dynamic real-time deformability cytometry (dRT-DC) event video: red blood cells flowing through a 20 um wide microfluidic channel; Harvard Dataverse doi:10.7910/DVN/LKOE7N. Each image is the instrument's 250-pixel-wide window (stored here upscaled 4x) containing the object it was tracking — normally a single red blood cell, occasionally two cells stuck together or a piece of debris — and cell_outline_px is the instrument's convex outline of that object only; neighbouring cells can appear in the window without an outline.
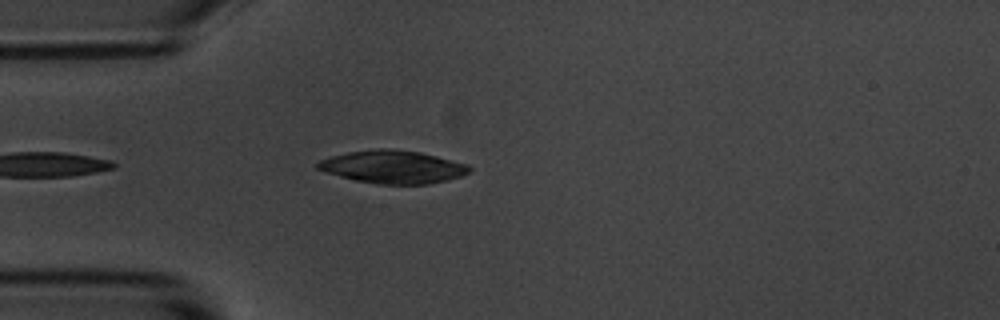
{"species": "common noctule bat (a hibernating species)", "species_latin": "Nyctalus noctula", "temperature_condition": "room temperature", "stored_images_in_passage": 5, "camera_frame_rate_fps": 3000, "um_per_image_px": 0.085, "animal": {"sex": "male", "body_mass_g": 20.1, "forearm_length_mm": 53.5}, "frame": {"image": 1, "passage_image": 5, "time_ms": 1.333, "image_size_px": [1000, 320], "cell_outline_px": [[472, 168], [468, 172], [460, 176], [448, 180], [428, 184], [380, 184], [356, 180], [340, 176], [316, 168], [316, 164], [320, 160], [332, 156], [348, 152], [376, 148], [392, 148], [420, 152], [468, 164]], "centroid_in_image_um": [33.41, 14.17], "position_along_channel_um": 51.6, "area_um2": 28.9}}